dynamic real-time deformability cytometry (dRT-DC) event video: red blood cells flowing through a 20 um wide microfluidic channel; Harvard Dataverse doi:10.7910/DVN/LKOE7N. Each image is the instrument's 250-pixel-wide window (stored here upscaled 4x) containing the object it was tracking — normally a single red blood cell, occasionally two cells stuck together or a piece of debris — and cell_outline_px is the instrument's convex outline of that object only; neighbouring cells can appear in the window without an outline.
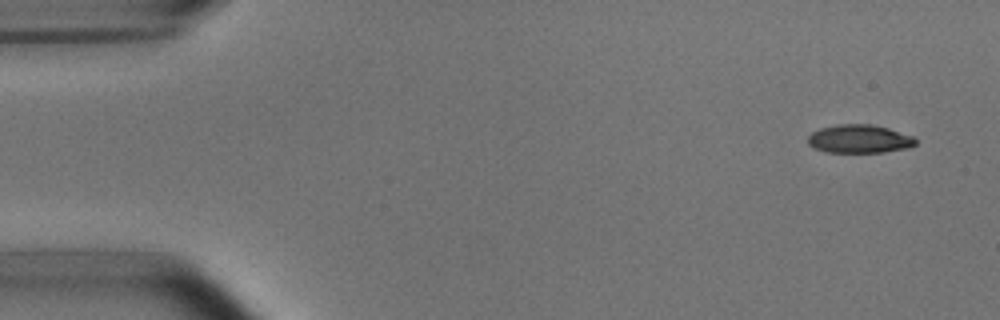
{"species": "common noctule bat (a hibernating species)", "species_latin": "Nyctalus noctula", "temperature_condition": "room temperature", "stored_images_in_passage": 6, "camera_frame_rate_fps": 3000, "um_per_image_px": 0.085, "animal": {"sex": "male", "body_mass_g": 15.6}, "frame": {"image": 1, "passage_image": 1, "time_ms": 0.0, "image_size_px": [1000, 320], "cell_outline_px": [[916, 144], [908, 148], [884, 152], [828, 152], [816, 148], [808, 144], [808, 136], [812, 132], [820, 128], [836, 124], [872, 124], [888, 128], [912, 136], [916, 140]], "centroid_in_image_um": [73.04, 11.8], "position_along_channel_um": 12.0, "area_um2": 17.74}}
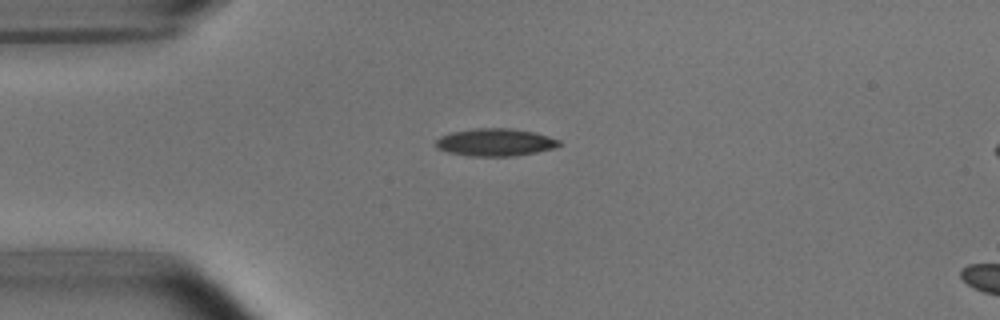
{"frame": {"image": 2, "passage_image": 4, "time_ms": 3.333, "image_size_px": [1000, 320], "cell_outline_px": [[560, 144], [556, 148], [536, 152], [512, 156], [468, 156], [448, 152], [436, 148], [432, 144], [440, 136], [452, 132], [472, 128], [512, 128], [536, 132], [560, 140]], "centroid_in_image_um": [42.07, 12.09], "position_along_channel_um": 42.9, "area_um2": 20.06}}